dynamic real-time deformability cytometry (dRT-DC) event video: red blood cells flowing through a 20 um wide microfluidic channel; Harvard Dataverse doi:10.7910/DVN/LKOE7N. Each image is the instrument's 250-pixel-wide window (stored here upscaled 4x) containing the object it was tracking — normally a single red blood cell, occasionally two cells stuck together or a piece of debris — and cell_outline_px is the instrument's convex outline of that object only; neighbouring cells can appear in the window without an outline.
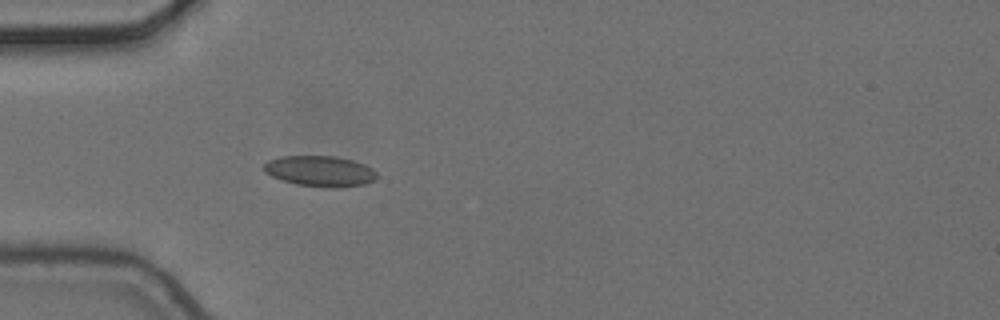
{"species": "common noctule bat (a hibernating species)", "species_latin": "Nyctalus noctula", "temperature_condition": "cold", "stored_images_in_passage": 3, "camera_frame_rate_fps": 3000, "um_per_image_px": 0.085, "animal": {"sex": "female", "body_mass_g": 24.6, "forearm_length_mm": 56.2}, "frame": {"image": 1, "passage_image": 3, "time_ms": 0.667, "image_size_px": [1000, 320], "cell_outline_px": [[380, 176], [376, 180], [364, 184], [336, 188], [332, 188], [296, 184], [272, 176], [264, 172], [264, 164], [268, 160], [280, 156], [336, 156], [352, 160], [364, 164], [372, 168]], "centroid_in_image_um": [27.24, 14.54], "position_along_channel_um": 57.8, "area_um2": 20.29}}